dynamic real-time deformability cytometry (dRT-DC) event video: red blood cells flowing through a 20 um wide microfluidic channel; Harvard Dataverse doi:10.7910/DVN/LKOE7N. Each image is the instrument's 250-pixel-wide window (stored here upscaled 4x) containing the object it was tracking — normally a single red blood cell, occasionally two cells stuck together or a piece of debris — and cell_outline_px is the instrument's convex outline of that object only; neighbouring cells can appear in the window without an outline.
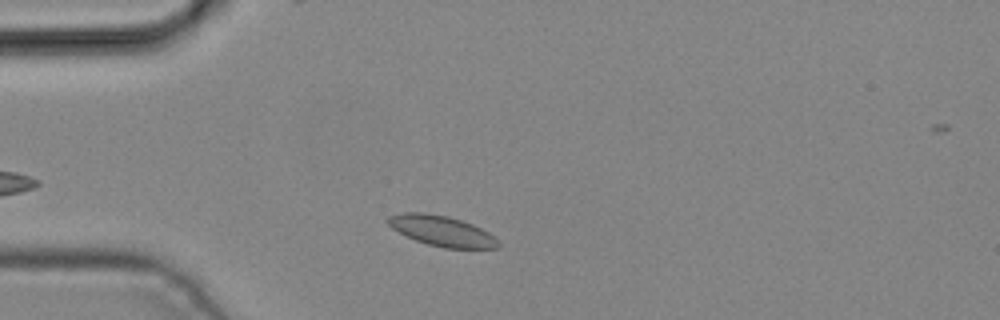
{"species": "common noctule bat (a hibernating species)", "species_latin": "Nyctalus noctula", "temperature_condition": "cold", "stored_images_in_passage": 3, "camera_frame_rate_fps": 3000, "um_per_image_px": 0.085, "animal": {"sex": "male", "body_mass_g": 19.2, "forearm_length_mm": 51.8}, "frame": {"image": 1, "passage_image": 3, "time_ms": 0.667, "image_size_px": [1000, 320], "cell_outline_px": [[500, 248], [444, 248], [428, 244], [416, 240], [392, 228], [384, 220], [388, 216], [404, 212], [424, 212], [448, 216], [472, 224], [488, 232], [500, 240]], "centroid_in_image_um": [37.56, 19.62], "position_along_channel_um": 47.4, "area_um2": 19.54}}